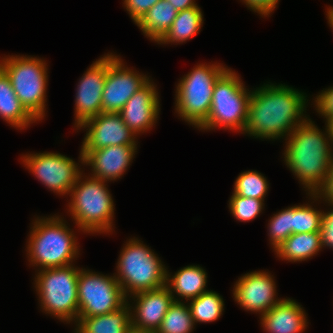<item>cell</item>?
<instances>
[{"label": "cell", "mask_w": 333, "mask_h": 333, "mask_svg": "<svg viewBox=\"0 0 333 333\" xmlns=\"http://www.w3.org/2000/svg\"><path fill=\"white\" fill-rule=\"evenodd\" d=\"M322 249L320 232L296 233L283 241L275 252L289 262L305 261Z\"/></svg>", "instance_id": "cell-23"}, {"label": "cell", "mask_w": 333, "mask_h": 333, "mask_svg": "<svg viewBox=\"0 0 333 333\" xmlns=\"http://www.w3.org/2000/svg\"><path fill=\"white\" fill-rule=\"evenodd\" d=\"M311 199L318 200L319 198L325 200L327 203H333V158L330 165L327 178L323 186L319 189L317 193H307ZM315 198V199H314Z\"/></svg>", "instance_id": "cell-35"}, {"label": "cell", "mask_w": 333, "mask_h": 333, "mask_svg": "<svg viewBox=\"0 0 333 333\" xmlns=\"http://www.w3.org/2000/svg\"><path fill=\"white\" fill-rule=\"evenodd\" d=\"M248 91L239 75L228 68L215 83L210 113L199 129L223 127L243 133L251 94Z\"/></svg>", "instance_id": "cell-9"}, {"label": "cell", "mask_w": 333, "mask_h": 333, "mask_svg": "<svg viewBox=\"0 0 333 333\" xmlns=\"http://www.w3.org/2000/svg\"><path fill=\"white\" fill-rule=\"evenodd\" d=\"M170 2V4L175 7L177 11H182L184 9H189L192 7L198 6L195 3V0H166Z\"/></svg>", "instance_id": "cell-37"}, {"label": "cell", "mask_w": 333, "mask_h": 333, "mask_svg": "<svg viewBox=\"0 0 333 333\" xmlns=\"http://www.w3.org/2000/svg\"><path fill=\"white\" fill-rule=\"evenodd\" d=\"M330 205L333 207V203ZM320 235L322 248H333V209L326 213L323 211Z\"/></svg>", "instance_id": "cell-34"}, {"label": "cell", "mask_w": 333, "mask_h": 333, "mask_svg": "<svg viewBox=\"0 0 333 333\" xmlns=\"http://www.w3.org/2000/svg\"><path fill=\"white\" fill-rule=\"evenodd\" d=\"M21 159L42 184L59 195L70 194L82 174L73 159L60 153H33L24 155Z\"/></svg>", "instance_id": "cell-11"}, {"label": "cell", "mask_w": 333, "mask_h": 333, "mask_svg": "<svg viewBox=\"0 0 333 333\" xmlns=\"http://www.w3.org/2000/svg\"><path fill=\"white\" fill-rule=\"evenodd\" d=\"M160 101L151 79L140 88L119 112L126 126L137 136L156 124Z\"/></svg>", "instance_id": "cell-18"}, {"label": "cell", "mask_w": 333, "mask_h": 333, "mask_svg": "<svg viewBox=\"0 0 333 333\" xmlns=\"http://www.w3.org/2000/svg\"><path fill=\"white\" fill-rule=\"evenodd\" d=\"M135 306L131 310L133 333H155L174 298L165 285L155 290L139 292L130 296ZM133 312V313H132Z\"/></svg>", "instance_id": "cell-16"}, {"label": "cell", "mask_w": 333, "mask_h": 333, "mask_svg": "<svg viewBox=\"0 0 333 333\" xmlns=\"http://www.w3.org/2000/svg\"><path fill=\"white\" fill-rule=\"evenodd\" d=\"M316 110L321 116L326 118L327 121L333 116V86L322 90V92L315 98Z\"/></svg>", "instance_id": "cell-33"}, {"label": "cell", "mask_w": 333, "mask_h": 333, "mask_svg": "<svg viewBox=\"0 0 333 333\" xmlns=\"http://www.w3.org/2000/svg\"><path fill=\"white\" fill-rule=\"evenodd\" d=\"M81 128H87L81 150H97L107 146H137L135 134L123 122L120 113L102 112L78 127Z\"/></svg>", "instance_id": "cell-14"}, {"label": "cell", "mask_w": 333, "mask_h": 333, "mask_svg": "<svg viewBox=\"0 0 333 333\" xmlns=\"http://www.w3.org/2000/svg\"><path fill=\"white\" fill-rule=\"evenodd\" d=\"M178 11L166 0L158 1L136 23L146 37L158 42L170 29Z\"/></svg>", "instance_id": "cell-24"}, {"label": "cell", "mask_w": 333, "mask_h": 333, "mask_svg": "<svg viewBox=\"0 0 333 333\" xmlns=\"http://www.w3.org/2000/svg\"><path fill=\"white\" fill-rule=\"evenodd\" d=\"M109 68V53L96 60L77 85L75 99V127L102 113V93Z\"/></svg>", "instance_id": "cell-13"}, {"label": "cell", "mask_w": 333, "mask_h": 333, "mask_svg": "<svg viewBox=\"0 0 333 333\" xmlns=\"http://www.w3.org/2000/svg\"><path fill=\"white\" fill-rule=\"evenodd\" d=\"M260 317L262 327L268 333H301L308 326L303 307L290 298H282Z\"/></svg>", "instance_id": "cell-19"}, {"label": "cell", "mask_w": 333, "mask_h": 333, "mask_svg": "<svg viewBox=\"0 0 333 333\" xmlns=\"http://www.w3.org/2000/svg\"><path fill=\"white\" fill-rule=\"evenodd\" d=\"M201 266L189 265L178 270L172 277L166 270V286L170 290L174 301L196 298L206 292L207 274ZM180 299L175 298V294Z\"/></svg>", "instance_id": "cell-21"}, {"label": "cell", "mask_w": 333, "mask_h": 333, "mask_svg": "<svg viewBox=\"0 0 333 333\" xmlns=\"http://www.w3.org/2000/svg\"><path fill=\"white\" fill-rule=\"evenodd\" d=\"M194 325L189 306L182 301H174L155 333H191Z\"/></svg>", "instance_id": "cell-27"}, {"label": "cell", "mask_w": 333, "mask_h": 333, "mask_svg": "<svg viewBox=\"0 0 333 333\" xmlns=\"http://www.w3.org/2000/svg\"><path fill=\"white\" fill-rule=\"evenodd\" d=\"M117 55L109 54V68L102 93V112L119 113L126 102L150 79L125 67Z\"/></svg>", "instance_id": "cell-12"}, {"label": "cell", "mask_w": 333, "mask_h": 333, "mask_svg": "<svg viewBox=\"0 0 333 333\" xmlns=\"http://www.w3.org/2000/svg\"><path fill=\"white\" fill-rule=\"evenodd\" d=\"M327 18H328V24H330V27L333 30V7L327 8Z\"/></svg>", "instance_id": "cell-38"}, {"label": "cell", "mask_w": 333, "mask_h": 333, "mask_svg": "<svg viewBox=\"0 0 333 333\" xmlns=\"http://www.w3.org/2000/svg\"><path fill=\"white\" fill-rule=\"evenodd\" d=\"M249 9L257 12L262 17L269 16L273 12L279 0H242Z\"/></svg>", "instance_id": "cell-36"}, {"label": "cell", "mask_w": 333, "mask_h": 333, "mask_svg": "<svg viewBox=\"0 0 333 333\" xmlns=\"http://www.w3.org/2000/svg\"><path fill=\"white\" fill-rule=\"evenodd\" d=\"M120 253L115 278L126 298L166 285L167 268L138 238L129 239Z\"/></svg>", "instance_id": "cell-5"}, {"label": "cell", "mask_w": 333, "mask_h": 333, "mask_svg": "<svg viewBox=\"0 0 333 333\" xmlns=\"http://www.w3.org/2000/svg\"><path fill=\"white\" fill-rule=\"evenodd\" d=\"M203 21V14L199 6L178 11L170 29L157 43H183L200 32Z\"/></svg>", "instance_id": "cell-25"}, {"label": "cell", "mask_w": 333, "mask_h": 333, "mask_svg": "<svg viewBox=\"0 0 333 333\" xmlns=\"http://www.w3.org/2000/svg\"><path fill=\"white\" fill-rule=\"evenodd\" d=\"M221 64H200L183 76L176 87L175 110L179 116L198 129L210 113L216 81L227 70Z\"/></svg>", "instance_id": "cell-6"}, {"label": "cell", "mask_w": 333, "mask_h": 333, "mask_svg": "<svg viewBox=\"0 0 333 333\" xmlns=\"http://www.w3.org/2000/svg\"><path fill=\"white\" fill-rule=\"evenodd\" d=\"M80 268L66 267L40 270L35 277V288L41 309L63 322L78 320V277Z\"/></svg>", "instance_id": "cell-8"}, {"label": "cell", "mask_w": 333, "mask_h": 333, "mask_svg": "<svg viewBox=\"0 0 333 333\" xmlns=\"http://www.w3.org/2000/svg\"><path fill=\"white\" fill-rule=\"evenodd\" d=\"M137 146H107L97 150H81V164L91 166L92 175L102 181L119 179L137 152Z\"/></svg>", "instance_id": "cell-17"}, {"label": "cell", "mask_w": 333, "mask_h": 333, "mask_svg": "<svg viewBox=\"0 0 333 333\" xmlns=\"http://www.w3.org/2000/svg\"><path fill=\"white\" fill-rule=\"evenodd\" d=\"M0 117L14 128L26 129L37 120L16 96L7 74L0 68Z\"/></svg>", "instance_id": "cell-22"}, {"label": "cell", "mask_w": 333, "mask_h": 333, "mask_svg": "<svg viewBox=\"0 0 333 333\" xmlns=\"http://www.w3.org/2000/svg\"><path fill=\"white\" fill-rule=\"evenodd\" d=\"M269 188L268 181L258 171L242 172L234 183V194L246 198L264 200Z\"/></svg>", "instance_id": "cell-28"}, {"label": "cell", "mask_w": 333, "mask_h": 333, "mask_svg": "<svg viewBox=\"0 0 333 333\" xmlns=\"http://www.w3.org/2000/svg\"><path fill=\"white\" fill-rule=\"evenodd\" d=\"M234 285V300L247 311L264 315L282 299L276 297V283L265 271H253L238 278Z\"/></svg>", "instance_id": "cell-15"}, {"label": "cell", "mask_w": 333, "mask_h": 333, "mask_svg": "<svg viewBox=\"0 0 333 333\" xmlns=\"http://www.w3.org/2000/svg\"><path fill=\"white\" fill-rule=\"evenodd\" d=\"M0 68L10 79L14 92L25 109L37 120H42L46 110L48 82L46 61L31 56H6Z\"/></svg>", "instance_id": "cell-7"}, {"label": "cell", "mask_w": 333, "mask_h": 333, "mask_svg": "<svg viewBox=\"0 0 333 333\" xmlns=\"http://www.w3.org/2000/svg\"><path fill=\"white\" fill-rule=\"evenodd\" d=\"M82 174L70 191V215L78 228L86 233H109L113 228L114 203L105 182ZM82 181V182H81Z\"/></svg>", "instance_id": "cell-4"}, {"label": "cell", "mask_w": 333, "mask_h": 333, "mask_svg": "<svg viewBox=\"0 0 333 333\" xmlns=\"http://www.w3.org/2000/svg\"><path fill=\"white\" fill-rule=\"evenodd\" d=\"M160 0H124V7L136 24Z\"/></svg>", "instance_id": "cell-32"}, {"label": "cell", "mask_w": 333, "mask_h": 333, "mask_svg": "<svg viewBox=\"0 0 333 333\" xmlns=\"http://www.w3.org/2000/svg\"><path fill=\"white\" fill-rule=\"evenodd\" d=\"M31 229L26 250L30 265L38 271L72 265L80 251L74 231L62 218L38 217Z\"/></svg>", "instance_id": "cell-3"}, {"label": "cell", "mask_w": 333, "mask_h": 333, "mask_svg": "<svg viewBox=\"0 0 333 333\" xmlns=\"http://www.w3.org/2000/svg\"><path fill=\"white\" fill-rule=\"evenodd\" d=\"M323 211L310 204L293 206L292 234L320 232Z\"/></svg>", "instance_id": "cell-29"}, {"label": "cell", "mask_w": 333, "mask_h": 333, "mask_svg": "<svg viewBox=\"0 0 333 333\" xmlns=\"http://www.w3.org/2000/svg\"><path fill=\"white\" fill-rule=\"evenodd\" d=\"M263 202L264 200L246 198L232 193L229 200V209L237 220L247 222L255 219L262 212Z\"/></svg>", "instance_id": "cell-31"}, {"label": "cell", "mask_w": 333, "mask_h": 333, "mask_svg": "<svg viewBox=\"0 0 333 333\" xmlns=\"http://www.w3.org/2000/svg\"><path fill=\"white\" fill-rule=\"evenodd\" d=\"M292 216L293 206L279 211L270 219L268 223V234L270 236V244L273 246L274 250L292 235Z\"/></svg>", "instance_id": "cell-30"}, {"label": "cell", "mask_w": 333, "mask_h": 333, "mask_svg": "<svg viewBox=\"0 0 333 333\" xmlns=\"http://www.w3.org/2000/svg\"><path fill=\"white\" fill-rule=\"evenodd\" d=\"M308 117L288 137L284 161L308 193H317L325 183L333 158V140ZM331 145V146H330Z\"/></svg>", "instance_id": "cell-2"}, {"label": "cell", "mask_w": 333, "mask_h": 333, "mask_svg": "<svg viewBox=\"0 0 333 333\" xmlns=\"http://www.w3.org/2000/svg\"><path fill=\"white\" fill-rule=\"evenodd\" d=\"M131 307L127 302L123 307L111 313L93 317H78L75 333H133Z\"/></svg>", "instance_id": "cell-20"}, {"label": "cell", "mask_w": 333, "mask_h": 333, "mask_svg": "<svg viewBox=\"0 0 333 333\" xmlns=\"http://www.w3.org/2000/svg\"><path fill=\"white\" fill-rule=\"evenodd\" d=\"M188 304L195 324L198 322L209 323L216 321L224 311L222 296L211 290L203 292L196 298L190 299V303Z\"/></svg>", "instance_id": "cell-26"}, {"label": "cell", "mask_w": 333, "mask_h": 333, "mask_svg": "<svg viewBox=\"0 0 333 333\" xmlns=\"http://www.w3.org/2000/svg\"><path fill=\"white\" fill-rule=\"evenodd\" d=\"M327 126H328V129H329V133L332 137V140H333V116L331 118H329L326 123H325Z\"/></svg>", "instance_id": "cell-39"}, {"label": "cell", "mask_w": 333, "mask_h": 333, "mask_svg": "<svg viewBox=\"0 0 333 333\" xmlns=\"http://www.w3.org/2000/svg\"><path fill=\"white\" fill-rule=\"evenodd\" d=\"M306 97L302 92L283 84H264L253 90L243 133L259 139L288 137L307 119L303 113L306 110Z\"/></svg>", "instance_id": "cell-1"}, {"label": "cell", "mask_w": 333, "mask_h": 333, "mask_svg": "<svg viewBox=\"0 0 333 333\" xmlns=\"http://www.w3.org/2000/svg\"><path fill=\"white\" fill-rule=\"evenodd\" d=\"M128 298L114 276L80 269L78 277V317H93L114 312Z\"/></svg>", "instance_id": "cell-10"}]
</instances>
